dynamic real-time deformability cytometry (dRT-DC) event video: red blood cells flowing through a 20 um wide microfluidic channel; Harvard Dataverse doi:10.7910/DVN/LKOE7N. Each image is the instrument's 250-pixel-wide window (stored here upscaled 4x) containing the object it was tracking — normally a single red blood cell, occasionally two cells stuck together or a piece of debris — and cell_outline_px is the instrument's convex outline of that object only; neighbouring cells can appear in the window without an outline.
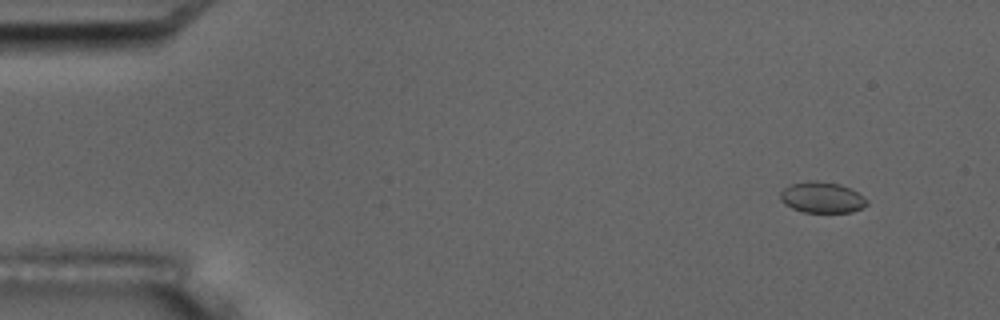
{"species": "common noctule bat (a hibernating species)", "species_latin": "Nyctalus noctula", "temperature_condition": "room temperature", "stored_images_in_passage": 5, "camera_frame_rate_fps": 3000, "um_per_image_px": 0.085, "animal": {"sex": "male", "body_mass_g": 17.5, "forearm_length_mm": 52.3}, "frame": {"image": 1, "passage_image": 2, "time_ms": 1.0, "image_size_px": [1000, 320], "cell_outline_px": [[868, 204], [852, 212], [804, 212], [792, 208], [784, 204], [780, 200], [780, 192], [788, 184], [808, 180], [816, 180], [840, 184], [864, 196], [868, 200]], "centroid_in_image_um": [69.83, 16.77], "position_along_channel_um": 15.2, "area_um2": 15.72}}
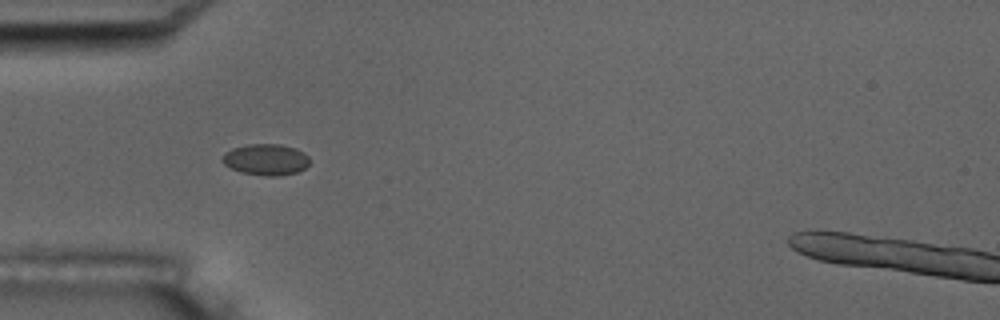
{"frame": {"image": 2, "passage_image": 5, "time_ms": 5.333, "image_size_px": [1000, 320], "cell_outline_px": [[308, 164], [304, 168], [296, 172], [276, 176], [268, 176], [240, 172], [224, 164], [220, 160], [224, 152], [232, 148], [248, 144], [280, 144], [296, 148], [304, 152], [308, 156]], "centroid_in_image_um": [22.57, 13.55], "position_along_channel_um": 62.4, "area_um2": 15.9}}